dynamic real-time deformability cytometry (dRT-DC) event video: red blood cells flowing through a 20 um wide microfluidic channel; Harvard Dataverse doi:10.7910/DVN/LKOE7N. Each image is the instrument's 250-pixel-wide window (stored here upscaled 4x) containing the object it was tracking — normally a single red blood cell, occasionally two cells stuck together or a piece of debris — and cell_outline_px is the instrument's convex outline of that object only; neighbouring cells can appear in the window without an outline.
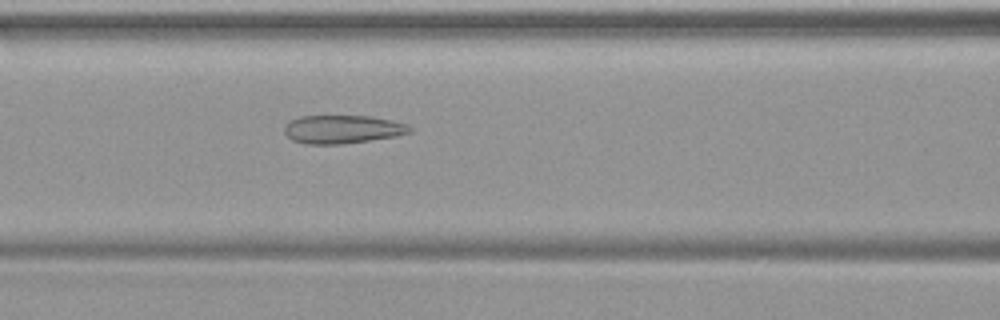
{"species": "common noctule bat (a hibernating species)", "species_latin": "Nyctalus noctula", "temperature_condition": "warm", "stored_images_in_passage": 49, "camera_frame_rate_fps": 3000, "um_per_image_px": 0.085, "animal": {"sex": "female", "body_mass_g": 19.9}, "frame": {"image": 1, "passage_image": 21, "time_ms": 6.667, "image_size_px": [1000, 320], "cell_outline_px": [[412, 132], [396, 136], [340, 144], [304, 144], [292, 140], [284, 132], [284, 124], [288, 120], [300, 116], [372, 116], [392, 120], [408, 124], [412, 128]], "centroid_in_image_um": [29.09, 10.98], "position_along_channel_um": 137.5, "area_um2": 20.87}}
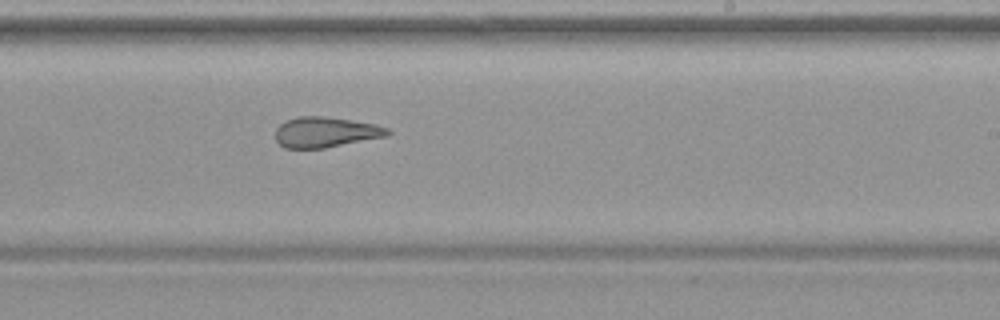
{"frame": {"image": 2, "passage_image": 30, "time_ms": 9.667, "image_size_px": [1000, 320], "cell_outline_px": [[392, 132], [388, 136], [324, 148], [284, 148], [276, 140], [276, 128], [280, 124], [288, 120], [300, 116], [324, 116], [376, 124], [388, 128]], "centroid_in_image_um": [27.7, 11.23], "position_along_channel_um": 261.3, "area_um2": 19.83}}
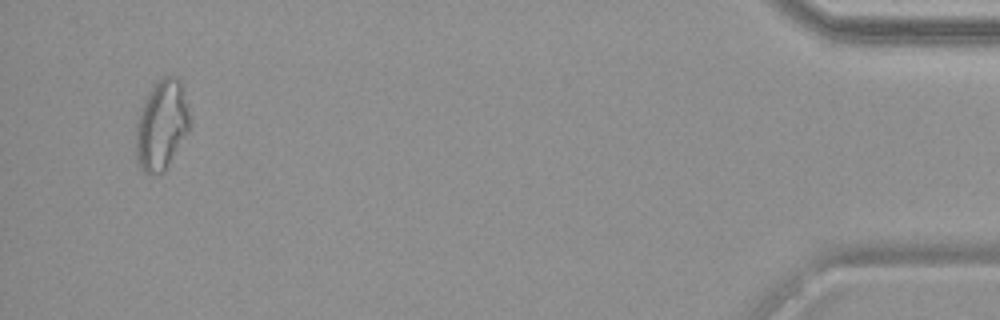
{"frame": {"image": 3, "passage_image": 47, "time_ms": 15.333, "image_size_px": [1000, 320], "cell_outline_px": [[192, 128], [164, 172], [152, 176], [144, 172], [136, 164], [136, 124], [144, 100], [156, 80], [164, 76], [176, 76], [180, 80], [188, 104]], "centroid_in_image_um": [13.76, 10.66], "position_along_channel_um": 421.4, "area_um2": 28.9}}